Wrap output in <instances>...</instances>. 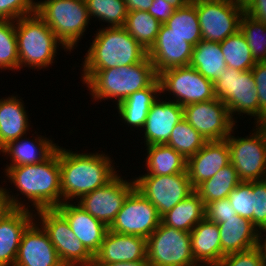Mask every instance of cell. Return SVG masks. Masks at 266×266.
<instances>
[{"label": "cell", "mask_w": 266, "mask_h": 266, "mask_svg": "<svg viewBox=\"0 0 266 266\" xmlns=\"http://www.w3.org/2000/svg\"><path fill=\"white\" fill-rule=\"evenodd\" d=\"M104 153H78L59 148L60 186L62 203L81 198L104 186L118 173ZM113 165V166H112Z\"/></svg>", "instance_id": "cell-1"}, {"label": "cell", "mask_w": 266, "mask_h": 266, "mask_svg": "<svg viewBox=\"0 0 266 266\" xmlns=\"http://www.w3.org/2000/svg\"><path fill=\"white\" fill-rule=\"evenodd\" d=\"M59 147L45 161L31 165L5 167V173L36 211L56 208L62 204Z\"/></svg>", "instance_id": "cell-2"}, {"label": "cell", "mask_w": 266, "mask_h": 266, "mask_svg": "<svg viewBox=\"0 0 266 266\" xmlns=\"http://www.w3.org/2000/svg\"><path fill=\"white\" fill-rule=\"evenodd\" d=\"M82 72L83 83L87 84L95 101L113 98L117 100L116 105L132 93L149 87L158 78L148 56L133 65Z\"/></svg>", "instance_id": "cell-3"}, {"label": "cell", "mask_w": 266, "mask_h": 266, "mask_svg": "<svg viewBox=\"0 0 266 266\" xmlns=\"http://www.w3.org/2000/svg\"><path fill=\"white\" fill-rule=\"evenodd\" d=\"M84 58L83 70H104L141 62L147 51L124 27L99 29Z\"/></svg>", "instance_id": "cell-4"}, {"label": "cell", "mask_w": 266, "mask_h": 266, "mask_svg": "<svg viewBox=\"0 0 266 266\" xmlns=\"http://www.w3.org/2000/svg\"><path fill=\"white\" fill-rule=\"evenodd\" d=\"M19 70L23 65L43 69L52 65L57 47H65L54 32L37 14L21 17L15 21Z\"/></svg>", "instance_id": "cell-5"}, {"label": "cell", "mask_w": 266, "mask_h": 266, "mask_svg": "<svg viewBox=\"0 0 266 266\" xmlns=\"http://www.w3.org/2000/svg\"><path fill=\"white\" fill-rule=\"evenodd\" d=\"M36 13L71 52L84 35L90 17L85 0H44L36 2Z\"/></svg>", "instance_id": "cell-6"}, {"label": "cell", "mask_w": 266, "mask_h": 266, "mask_svg": "<svg viewBox=\"0 0 266 266\" xmlns=\"http://www.w3.org/2000/svg\"><path fill=\"white\" fill-rule=\"evenodd\" d=\"M251 136L234 137L230 133L227 143L230 163L241 181H261L266 179V124H255Z\"/></svg>", "instance_id": "cell-7"}, {"label": "cell", "mask_w": 266, "mask_h": 266, "mask_svg": "<svg viewBox=\"0 0 266 266\" xmlns=\"http://www.w3.org/2000/svg\"><path fill=\"white\" fill-rule=\"evenodd\" d=\"M215 98L227 106L232 120L234 114H246L254 117L258 124V95L252 71H239L226 68L221 77L213 83Z\"/></svg>", "instance_id": "cell-8"}, {"label": "cell", "mask_w": 266, "mask_h": 266, "mask_svg": "<svg viewBox=\"0 0 266 266\" xmlns=\"http://www.w3.org/2000/svg\"><path fill=\"white\" fill-rule=\"evenodd\" d=\"M150 266H197L191 248L190 232L178 230L162 222L147 238Z\"/></svg>", "instance_id": "cell-9"}, {"label": "cell", "mask_w": 266, "mask_h": 266, "mask_svg": "<svg viewBox=\"0 0 266 266\" xmlns=\"http://www.w3.org/2000/svg\"><path fill=\"white\" fill-rule=\"evenodd\" d=\"M36 214L65 266H93L94 256L76 237L66 218L56 208L41 209Z\"/></svg>", "instance_id": "cell-10"}, {"label": "cell", "mask_w": 266, "mask_h": 266, "mask_svg": "<svg viewBox=\"0 0 266 266\" xmlns=\"http://www.w3.org/2000/svg\"><path fill=\"white\" fill-rule=\"evenodd\" d=\"M197 10L202 40L222 42L240 30L244 7L231 0H191Z\"/></svg>", "instance_id": "cell-11"}, {"label": "cell", "mask_w": 266, "mask_h": 266, "mask_svg": "<svg viewBox=\"0 0 266 266\" xmlns=\"http://www.w3.org/2000/svg\"><path fill=\"white\" fill-rule=\"evenodd\" d=\"M134 181L135 188L156 207L160 217L195 190L187 170L166 176L142 175Z\"/></svg>", "instance_id": "cell-12"}, {"label": "cell", "mask_w": 266, "mask_h": 266, "mask_svg": "<svg viewBox=\"0 0 266 266\" xmlns=\"http://www.w3.org/2000/svg\"><path fill=\"white\" fill-rule=\"evenodd\" d=\"M158 80L161 93H172L182 107L215 99L213 83L190 66L167 69L158 74Z\"/></svg>", "instance_id": "cell-13"}, {"label": "cell", "mask_w": 266, "mask_h": 266, "mask_svg": "<svg viewBox=\"0 0 266 266\" xmlns=\"http://www.w3.org/2000/svg\"><path fill=\"white\" fill-rule=\"evenodd\" d=\"M161 223L156 207L134 188L123 202L109 230L148 238Z\"/></svg>", "instance_id": "cell-14"}, {"label": "cell", "mask_w": 266, "mask_h": 266, "mask_svg": "<svg viewBox=\"0 0 266 266\" xmlns=\"http://www.w3.org/2000/svg\"><path fill=\"white\" fill-rule=\"evenodd\" d=\"M183 116L206 141L224 140L235 132L227 106L217 98L184 106Z\"/></svg>", "instance_id": "cell-15"}, {"label": "cell", "mask_w": 266, "mask_h": 266, "mask_svg": "<svg viewBox=\"0 0 266 266\" xmlns=\"http://www.w3.org/2000/svg\"><path fill=\"white\" fill-rule=\"evenodd\" d=\"M134 188V179L128 182L117 174L104 186L83 195L76 204L109 227Z\"/></svg>", "instance_id": "cell-16"}, {"label": "cell", "mask_w": 266, "mask_h": 266, "mask_svg": "<svg viewBox=\"0 0 266 266\" xmlns=\"http://www.w3.org/2000/svg\"><path fill=\"white\" fill-rule=\"evenodd\" d=\"M194 46L162 24L147 56L157 75L167 69L189 66Z\"/></svg>", "instance_id": "cell-17"}, {"label": "cell", "mask_w": 266, "mask_h": 266, "mask_svg": "<svg viewBox=\"0 0 266 266\" xmlns=\"http://www.w3.org/2000/svg\"><path fill=\"white\" fill-rule=\"evenodd\" d=\"M36 223L23 232L14 266H65L47 232Z\"/></svg>", "instance_id": "cell-18"}, {"label": "cell", "mask_w": 266, "mask_h": 266, "mask_svg": "<svg viewBox=\"0 0 266 266\" xmlns=\"http://www.w3.org/2000/svg\"><path fill=\"white\" fill-rule=\"evenodd\" d=\"M75 203L63 202L56 209L66 218L73 233L94 256L99 251L109 227Z\"/></svg>", "instance_id": "cell-19"}, {"label": "cell", "mask_w": 266, "mask_h": 266, "mask_svg": "<svg viewBox=\"0 0 266 266\" xmlns=\"http://www.w3.org/2000/svg\"><path fill=\"white\" fill-rule=\"evenodd\" d=\"M228 164L230 151L227 140L207 141L195 155L187 159L186 170L192 187L195 189Z\"/></svg>", "instance_id": "cell-20"}, {"label": "cell", "mask_w": 266, "mask_h": 266, "mask_svg": "<svg viewBox=\"0 0 266 266\" xmlns=\"http://www.w3.org/2000/svg\"><path fill=\"white\" fill-rule=\"evenodd\" d=\"M146 258V238L108 230L93 263L133 262Z\"/></svg>", "instance_id": "cell-21"}, {"label": "cell", "mask_w": 266, "mask_h": 266, "mask_svg": "<svg viewBox=\"0 0 266 266\" xmlns=\"http://www.w3.org/2000/svg\"><path fill=\"white\" fill-rule=\"evenodd\" d=\"M157 99L149 109L143 126L145 145L166 144L175 125L183 116V107L171 101Z\"/></svg>", "instance_id": "cell-22"}, {"label": "cell", "mask_w": 266, "mask_h": 266, "mask_svg": "<svg viewBox=\"0 0 266 266\" xmlns=\"http://www.w3.org/2000/svg\"><path fill=\"white\" fill-rule=\"evenodd\" d=\"M221 240V260L224 256L243 252L259 246L260 232L252 221L239 215L224 219L219 223Z\"/></svg>", "instance_id": "cell-23"}, {"label": "cell", "mask_w": 266, "mask_h": 266, "mask_svg": "<svg viewBox=\"0 0 266 266\" xmlns=\"http://www.w3.org/2000/svg\"><path fill=\"white\" fill-rule=\"evenodd\" d=\"M32 210L15 208L0 222V266H14L23 232L35 220Z\"/></svg>", "instance_id": "cell-24"}, {"label": "cell", "mask_w": 266, "mask_h": 266, "mask_svg": "<svg viewBox=\"0 0 266 266\" xmlns=\"http://www.w3.org/2000/svg\"><path fill=\"white\" fill-rule=\"evenodd\" d=\"M34 140L25 139L23 136L17 140L10 141L0 151L8 154L12 163L6 167L37 164L48 159L58 148V146L48 138L43 136L35 137Z\"/></svg>", "instance_id": "cell-25"}, {"label": "cell", "mask_w": 266, "mask_h": 266, "mask_svg": "<svg viewBox=\"0 0 266 266\" xmlns=\"http://www.w3.org/2000/svg\"><path fill=\"white\" fill-rule=\"evenodd\" d=\"M191 248L198 264H219L221 240L218 224L204 218L190 232Z\"/></svg>", "instance_id": "cell-26"}, {"label": "cell", "mask_w": 266, "mask_h": 266, "mask_svg": "<svg viewBox=\"0 0 266 266\" xmlns=\"http://www.w3.org/2000/svg\"><path fill=\"white\" fill-rule=\"evenodd\" d=\"M18 98L11 95L0 99V150L10 141L25 137L30 129L23 100Z\"/></svg>", "instance_id": "cell-27"}, {"label": "cell", "mask_w": 266, "mask_h": 266, "mask_svg": "<svg viewBox=\"0 0 266 266\" xmlns=\"http://www.w3.org/2000/svg\"><path fill=\"white\" fill-rule=\"evenodd\" d=\"M159 93V94H158ZM161 95L158 78L147 88L136 91L117 105L119 116L131 127L143 128L149 109Z\"/></svg>", "instance_id": "cell-28"}, {"label": "cell", "mask_w": 266, "mask_h": 266, "mask_svg": "<svg viewBox=\"0 0 266 266\" xmlns=\"http://www.w3.org/2000/svg\"><path fill=\"white\" fill-rule=\"evenodd\" d=\"M204 218V202L194 190L169 212L165 213L161 217V222L169 227L185 232H191V230Z\"/></svg>", "instance_id": "cell-29"}, {"label": "cell", "mask_w": 266, "mask_h": 266, "mask_svg": "<svg viewBox=\"0 0 266 266\" xmlns=\"http://www.w3.org/2000/svg\"><path fill=\"white\" fill-rule=\"evenodd\" d=\"M189 66L212 83L216 82L227 68L220 43L201 40L193 48Z\"/></svg>", "instance_id": "cell-30"}, {"label": "cell", "mask_w": 266, "mask_h": 266, "mask_svg": "<svg viewBox=\"0 0 266 266\" xmlns=\"http://www.w3.org/2000/svg\"><path fill=\"white\" fill-rule=\"evenodd\" d=\"M147 174L144 175H171L186 171L187 160L176 150L166 144L146 146Z\"/></svg>", "instance_id": "cell-31"}, {"label": "cell", "mask_w": 266, "mask_h": 266, "mask_svg": "<svg viewBox=\"0 0 266 266\" xmlns=\"http://www.w3.org/2000/svg\"><path fill=\"white\" fill-rule=\"evenodd\" d=\"M241 182L234 166L230 163L221 168L213 177L200 183L195 191L203 200L204 205L227 198L229 193Z\"/></svg>", "instance_id": "cell-32"}, {"label": "cell", "mask_w": 266, "mask_h": 266, "mask_svg": "<svg viewBox=\"0 0 266 266\" xmlns=\"http://www.w3.org/2000/svg\"><path fill=\"white\" fill-rule=\"evenodd\" d=\"M162 23L146 11H130L124 28L147 52L156 41Z\"/></svg>", "instance_id": "cell-33"}, {"label": "cell", "mask_w": 266, "mask_h": 266, "mask_svg": "<svg viewBox=\"0 0 266 266\" xmlns=\"http://www.w3.org/2000/svg\"><path fill=\"white\" fill-rule=\"evenodd\" d=\"M165 25L194 47L202 40L196 6L192 1L175 9Z\"/></svg>", "instance_id": "cell-34"}, {"label": "cell", "mask_w": 266, "mask_h": 266, "mask_svg": "<svg viewBox=\"0 0 266 266\" xmlns=\"http://www.w3.org/2000/svg\"><path fill=\"white\" fill-rule=\"evenodd\" d=\"M220 46L228 68L248 71L256 64L247 40L240 30L220 42Z\"/></svg>", "instance_id": "cell-35"}, {"label": "cell", "mask_w": 266, "mask_h": 266, "mask_svg": "<svg viewBox=\"0 0 266 266\" xmlns=\"http://www.w3.org/2000/svg\"><path fill=\"white\" fill-rule=\"evenodd\" d=\"M206 142L205 138L183 118L173 128L166 145L172 147L187 160L195 155Z\"/></svg>", "instance_id": "cell-36"}, {"label": "cell", "mask_w": 266, "mask_h": 266, "mask_svg": "<svg viewBox=\"0 0 266 266\" xmlns=\"http://www.w3.org/2000/svg\"><path fill=\"white\" fill-rule=\"evenodd\" d=\"M85 3L89 17L109 23V27H124L128 15L124 0H85Z\"/></svg>", "instance_id": "cell-37"}, {"label": "cell", "mask_w": 266, "mask_h": 266, "mask_svg": "<svg viewBox=\"0 0 266 266\" xmlns=\"http://www.w3.org/2000/svg\"><path fill=\"white\" fill-rule=\"evenodd\" d=\"M240 31L244 34L255 61H266V25L244 12L240 19Z\"/></svg>", "instance_id": "cell-38"}, {"label": "cell", "mask_w": 266, "mask_h": 266, "mask_svg": "<svg viewBox=\"0 0 266 266\" xmlns=\"http://www.w3.org/2000/svg\"><path fill=\"white\" fill-rule=\"evenodd\" d=\"M0 69H19L15 21L0 20Z\"/></svg>", "instance_id": "cell-39"}, {"label": "cell", "mask_w": 266, "mask_h": 266, "mask_svg": "<svg viewBox=\"0 0 266 266\" xmlns=\"http://www.w3.org/2000/svg\"><path fill=\"white\" fill-rule=\"evenodd\" d=\"M230 204L237 215L247 218L253 224V192L251 190V181H241L228 196Z\"/></svg>", "instance_id": "cell-40"}, {"label": "cell", "mask_w": 266, "mask_h": 266, "mask_svg": "<svg viewBox=\"0 0 266 266\" xmlns=\"http://www.w3.org/2000/svg\"><path fill=\"white\" fill-rule=\"evenodd\" d=\"M253 192V225L261 232L266 228V179L251 181Z\"/></svg>", "instance_id": "cell-41"}, {"label": "cell", "mask_w": 266, "mask_h": 266, "mask_svg": "<svg viewBox=\"0 0 266 266\" xmlns=\"http://www.w3.org/2000/svg\"><path fill=\"white\" fill-rule=\"evenodd\" d=\"M36 13L34 0H0V20L16 21Z\"/></svg>", "instance_id": "cell-42"}, {"label": "cell", "mask_w": 266, "mask_h": 266, "mask_svg": "<svg viewBox=\"0 0 266 266\" xmlns=\"http://www.w3.org/2000/svg\"><path fill=\"white\" fill-rule=\"evenodd\" d=\"M219 266H265L264 254L260 246L232 253L223 257Z\"/></svg>", "instance_id": "cell-43"}, {"label": "cell", "mask_w": 266, "mask_h": 266, "mask_svg": "<svg viewBox=\"0 0 266 266\" xmlns=\"http://www.w3.org/2000/svg\"><path fill=\"white\" fill-rule=\"evenodd\" d=\"M258 95V124H266V61H258L251 69Z\"/></svg>", "instance_id": "cell-44"}, {"label": "cell", "mask_w": 266, "mask_h": 266, "mask_svg": "<svg viewBox=\"0 0 266 266\" xmlns=\"http://www.w3.org/2000/svg\"><path fill=\"white\" fill-rule=\"evenodd\" d=\"M237 215L230 201L227 198L214 200L205 205V218L216 224L224 223V219H229Z\"/></svg>", "instance_id": "cell-45"}, {"label": "cell", "mask_w": 266, "mask_h": 266, "mask_svg": "<svg viewBox=\"0 0 266 266\" xmlns=\"http://www.w3.org/2000/svg\"><path fill=\"white\" fill-rule=\"evenodd\" d=\"M15 195L11 196L8 189L0 187V222L7 217L15 208L28 209L23 202H19Z\"/></svg>", "instance_id": "cell-46"}, {"label": "cell", "mask_w": 266, "mask_h": 266, "mask_svg": "<svg viewBox=\"0 0 266 266\" xmlns=\"http://www.w3.org/2000/svg\"><path fill=\"white\" fill-rule=\"evenodd\" d=\"M174 11L175 8L165 0H153L152 6L148 10V12L162 24L166 23L173 15Z\"/></svg>", "instance_id": "cell-47"}, {"label": "cell", "mask_w": 266, "mask_h": 266, "mask_svg": "<svg viewBox=\"0 0 266 266\" xmlns=\"http://www.w3.org/2000/svg\"><path fill=\"white\" fill-rule=\"evenodd\" d=\"M244 12L266 25V0H252L244 8Z\"/></svg>", "instance_id": "cell-48"}, {"label": "cell", "mask_w": 266, "mask_h": 266, "mask_svg": "<svg viewBox=\"0 0 266 266\" xmlns=\"http://www.w3.org/2000/svg\"><path fill=\"white\" fill-rule=\"evenodd\" d=\"M128 12L140 10L148 12L153 0H124Z\"/></svg>", "instance_id": "cell-49"}, {"label": "cell", "mask_w": 266, "mask_h": 266, "mask_svg": "<svg viewBox=\"0 0 266 266\" xmlns=\"http://www.w3.org/2000/svg\"><path fill=\"white\" fill-rule=\"evenodd\" d=\"M93 266H150L148 259L133 262L93 263Z\"/></svg>", "instance_id": "cell-50"}, {"label": "cell", "mask_w": 266, "mask_h": 266, "mask_svg": "<svg viewBox=\"0 0 266 266\" xmlns=\"http://www.w3.org/2000/svg\"><path fill=\"white\" fill-rule=\"evenodd\" d=\"M165 1L168 2L173 8L179 9L181 7H184L191 0H165Z\"/></svg>", "instance_id": "cell-51"}, {"label": "cell", "mask_w": 266, "mask_h": 266, "mask_svg": "<svg viewBox=\"0 0 266 266\" xmlns=\"http://www.w3.org/2000/svg\"><path fill=\"white\" fill-rule=\"evenodd\" d=\"M262 232H266V228L263 229V230L260 232V243H259V246L261 247V249H266V237H265V238H262V237H263ZM263 239H264V240H263Z\"/></svg>", "instance_id": "cell-52"}, {"label": "cell", "mask_w": 266, "mask_h": 266, "mask_svg": "<svg viewBox=\"0 0 266 266\" xmlns=\"http://www.w3.org/2000/svg\"><path fill=\"white\" fill-rule=\"evenodd\" d=\"M197 266H219L218 264H198Z\"/></svg>", "instance_id": "cell-53"}, {"label": "cell", "mask_w": 266, "mask_h": 266, "mask_svg": "<svg viewBox=\"0 0 266 266\" xmlns=\"http://www.w3.org/2000/svg\"><path fill=\"white\" fill-rule=\"evenodd\" d=\"M263 254H264V261H265V266H266V249H262Z\"/></svg>", "instance_id": "cell-54"}]
</instances>
